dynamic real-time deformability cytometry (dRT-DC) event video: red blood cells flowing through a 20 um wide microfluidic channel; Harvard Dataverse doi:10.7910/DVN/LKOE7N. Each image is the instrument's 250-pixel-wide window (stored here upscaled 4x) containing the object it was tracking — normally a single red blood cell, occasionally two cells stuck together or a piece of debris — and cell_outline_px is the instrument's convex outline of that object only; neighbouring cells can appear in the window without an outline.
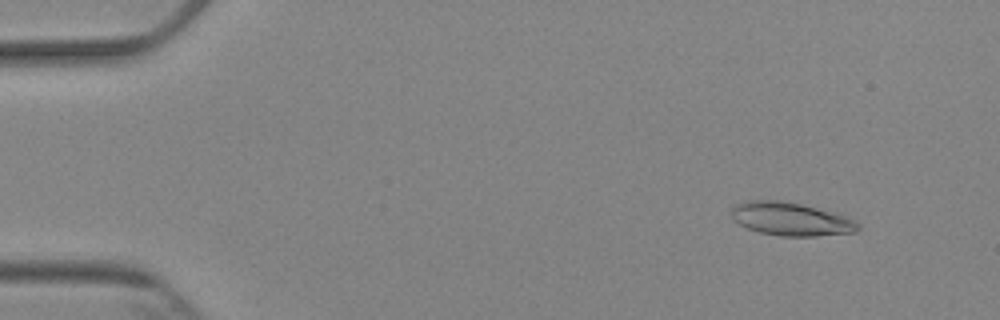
{"species": "Egyptian fruit bat (a non-hibernating species)", "species_latin": "Rousettus aegyptiacus", "temperature_condition": "cold", "stored_images_in_passage": 5, "camera_frame_rate_fps": 3000, "um_per_image_px": 0.085, "animal": {"sex": "female"}, "frame": {"image": 1, "passage_image": 2, "time_ms": 1.0, "image_size_px": [1000, 320], "cell_outline_px": [[860, 228], [856, 232], [816, 236], [780, 236], [760, 232], [748, 228], [732, 220], [732, 208], [736, 204], [748, 200], [780, 200], [800, 204], [816, 208], [844, 216], [860, 224]], "centroid_in_image_um": [67.19, 18.62], "position_along_channel_um": 17.8, "area_um2": 24.28}}
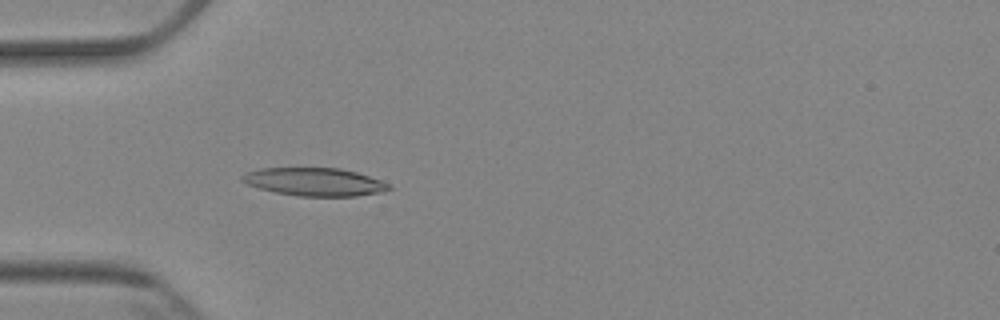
{"frame": {"image": 2, "passage_image": 5, "time_ms": 4.667, "image_size_px": [1000, 320], "cell_outline_px": [[392, 188], [380, 192], [356, 196], [300, 196], [276, 192], [260, 188], [248, 184], [240, 180], [240, 176], [244, 172], [260, 168], [340, 168], [356, 172], [392, 184]], "centroid_in_image_um": [26.72, 15.45], "position_along_channel_um": 58.3, "area_um2": 23.93}}